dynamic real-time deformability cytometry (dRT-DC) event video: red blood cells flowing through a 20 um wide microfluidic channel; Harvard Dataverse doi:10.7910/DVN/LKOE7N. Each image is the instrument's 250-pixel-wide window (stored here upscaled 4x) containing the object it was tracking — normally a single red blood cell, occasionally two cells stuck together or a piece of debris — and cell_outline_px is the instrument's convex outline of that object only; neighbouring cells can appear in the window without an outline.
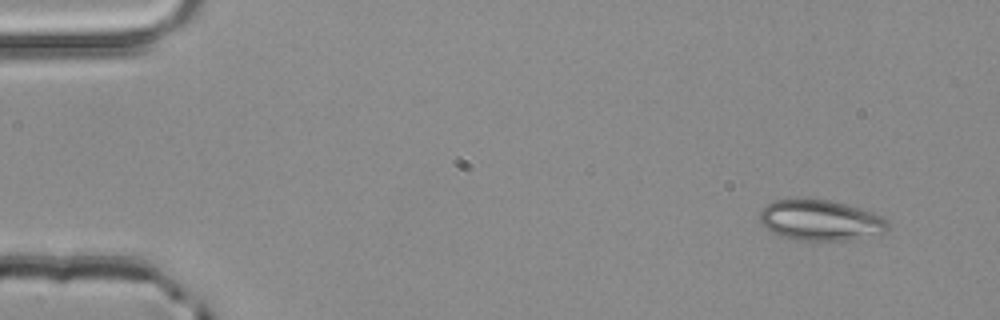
{"species": "common noctule bat (a hibernating species)", "species_latin": "Nyctalus noctula", "temperature_condition": "room temperature", "stored_images_in_passage": 2, "camera_frame_rate_fps": 3000, "um_per_image_px": 0.085, "animal": {"sex": "male", "body_mass_g": 20.4}, "frame": {"image": 1, "passage_image": 1, "time_ms": 0.0, "image_size_px": [1000, 320], "cell_outline_px": [[888, 228], [884, 232], [852, 240], [796, 240], [780, 236], [764, 228], [760, 220], [760, 212], [764, 204], [772, 200], [796, 196], [800, 196], [828, 200], [844, 204], [872, 212], [884, 216], [888, 220]], "centroid_in_image_um": [69.66, 18.68], "position_along_channel_um": 15.3, "area_um2": 31.1}}